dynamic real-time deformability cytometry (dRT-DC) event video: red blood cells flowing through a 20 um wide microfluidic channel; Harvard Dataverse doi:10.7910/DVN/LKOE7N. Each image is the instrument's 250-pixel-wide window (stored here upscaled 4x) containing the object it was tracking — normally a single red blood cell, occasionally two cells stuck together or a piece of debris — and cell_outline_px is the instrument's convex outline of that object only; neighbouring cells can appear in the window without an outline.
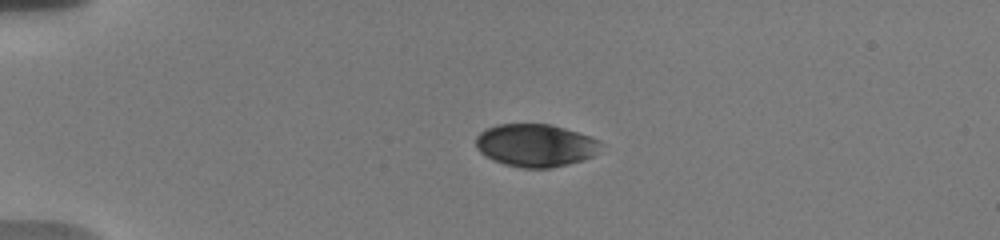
{"species": "human", "species_latin": "Homo sapiens", "temperature_condition": "warm", "stored_images_in_passage": 43, "camera_frame_rate_fps": 3000, "um_per_image_px": 0.085, "donor": {"sex": "male"}, "frame": {"image": 1, "passage_image": 1, "time_ms": 0.0, "image_size_px": [1000, 240], "cell_outline_px": [[596, 140], [592, 156], [580, 160], [548, 168], [524, 168], [508, 164], [496, 160], [480, 152], [476, 144], [476, 136], [480, 132], [488, 128], [500, 124], [552, 124], [588, 136]], "centroid_in_image_um": [45.42, 12.33], "position_along_channel_um": 39.6, "area_um2": 29.88}}
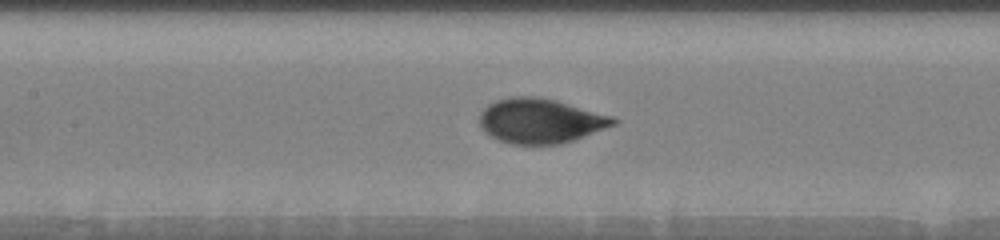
{"frame": {"image": 2, "passage_image": 15, "time_ms": 4.667, "image_size_px": [1000, 240], "cell_outline_px": [[616, 124], [572, 140], [560, 144], [512, 144], [500, 140], [492, 136], [480, 124], [480, 116], [484, 108], [488, 104], [496, 100], [516, 96], [532, 96], [556, 100], [612, 116], [616, 120]], "centroid_in_image_um": [45.93, 10.26], "position_along_channel_um": 161.5, "area_um2": 34.22}}
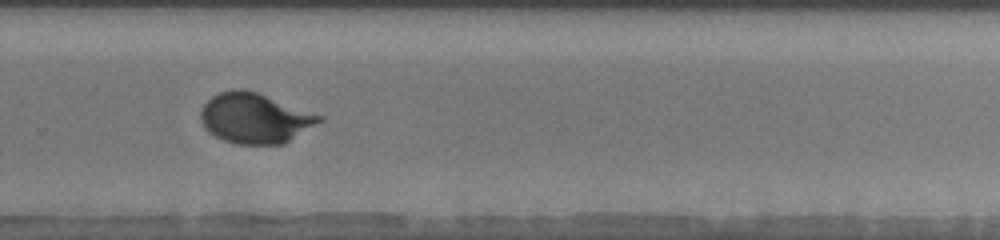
{"frame": {"image": 3, "passage_image": 27, "time_ms": 8.667, "image_size_px": [1000, 240], "cell_outline_px": [[324, 120], [284, 144], [236, 144], [224, 140], [208, 132], [200, 116], [200, 112], [204, 104], [212, 96], [220, 92], [236, 88], [244, 88], [256, 92], [324, 116]], "centroid_in_image_um": [21.68, 10.04], "position_along_channel_um": 308.1, "area_um2": 34.56}, "authors_computed_cell_mechanics": {"area_um2": 33.7552, "velocity_mm_per_s": 3.6843, "shape_relaxation_time_tau1_ms": 3.76, "shape_relaxation_time_tau2_ms": null, "deformation_change_tau1": 0.147, "deformation_change_tau2": null}}